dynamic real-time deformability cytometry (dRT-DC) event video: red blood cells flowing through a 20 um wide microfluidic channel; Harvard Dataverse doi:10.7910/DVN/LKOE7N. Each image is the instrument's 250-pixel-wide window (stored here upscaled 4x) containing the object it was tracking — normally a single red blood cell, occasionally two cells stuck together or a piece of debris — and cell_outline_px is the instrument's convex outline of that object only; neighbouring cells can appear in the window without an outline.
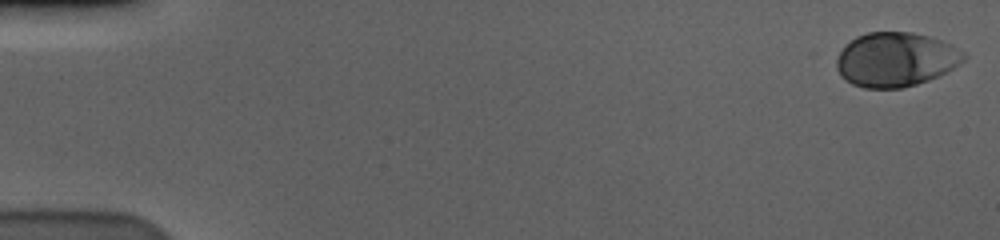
{"species": "human", "species_latin": "Homo sapiens", "temperature_condition": "cold", "stored_images_in_passage": 58, "camera_frame_rate_fps": 3000, "um_per_image_px": 0.085, "donor": {"sex": "male"}, "frame": {"image": 1, "passage_image": 1, "time_ms": 0.0, "image_size_px": [1000, 240], "cell_outline_px": [[968, 56], [964, 60], [940, 76], [916, 84], [900, 88], [864, 88], [852, 84], [840, 76], [836, 68], [836, 60], [840, 52], [856, 36], [868, 32], [912, 32], [928, 36], [952, 44], [964, 52]], "centroid_in_image_um": [76.15, 5.06], "position_along_channel_um": 8.9, "area_um2": 40.23}}
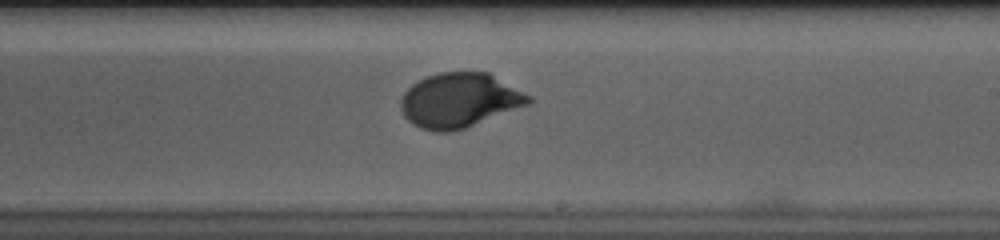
{"frame": {"image": 2, "passage_image": 35, "time_ms": 11.333, "image_size_px": [1000, 240], "cell_outline_px": [[532, 100], [528, 104], [464, 128], [452, 132], [432, 132], [420, 128], [412, 124], [404, 116], [400, 108], [400, 100], [404, 92], [412, 84], [428, 76], [440, 72], [488, 72], [532, 96]], "centroid_in_image_um": [39.02, 8.53], "position_along_channel_um": 250.0, "area_um2": 40.46}}
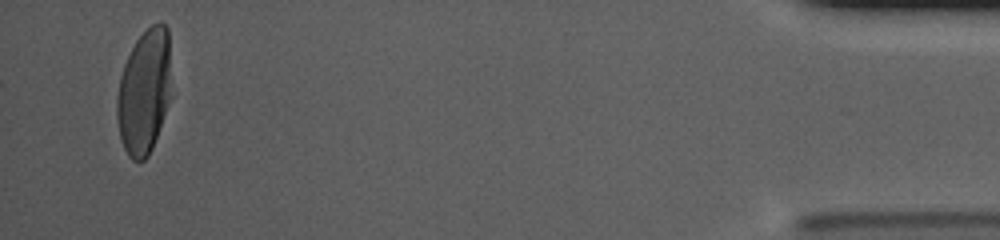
{"frame": {"image": 3, "passage_image": 56, "time_ms": 18.333, "image_size_px": [1000, 240], "cell_outline_px": [[168, 100], [152, 148], [148, 156], [144, 160], [132, 160], [128, 156], [120, 140], [116, 116], [116, 100], [120, 76], [124, 64], [136, 40], [152, 24], [160, 20], [168, 28]], "centroid_in_image_um": [12.19, 7.81], "position_along_channel_um": 423.0, "area_um2": 38.55}, "authors_computed_cell_mechanics": {"area_um2": 39.5641, "velocity_mm_per_s": 3.5701, "shape_relaxation_time_tau1_ms": 2.881, "shape_relaxation_time_tau2_ms": null, "deformation_change_tau1": 0.1545, "deformation_change_tau2": null}}